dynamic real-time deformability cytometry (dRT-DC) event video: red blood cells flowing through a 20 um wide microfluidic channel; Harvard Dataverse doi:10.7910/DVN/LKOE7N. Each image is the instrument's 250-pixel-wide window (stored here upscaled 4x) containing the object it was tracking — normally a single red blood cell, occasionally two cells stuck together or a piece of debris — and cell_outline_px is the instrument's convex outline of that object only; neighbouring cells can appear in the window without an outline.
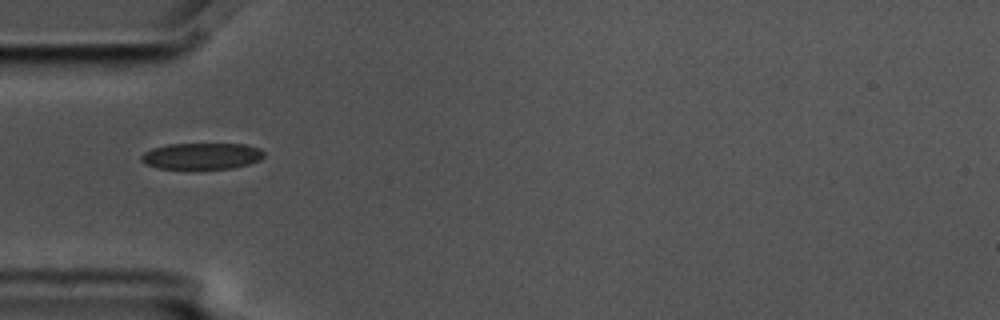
{"species": "common noctule bat (a hibernating species)", "species_latin": "Nyctalus noctula", "temperature_condition": "cold", "stored_images_in_passage": 3, "camera_frame_rate_fps": 3000, "um_per_image_px": 0.085, "animal": {"sex": "male", "body_mass_g": 17.5, "forearm_length_mm": 52.3}, "frame": {"image": 1, "passage_image": 1, "time_ms": 0.0, "image_size_px": [1000, 320], "cell_outline_px": [[264, 156], [260, 160], [248, 164], [232, 168], [156, 168], [144, 164], [140, 160], [140, 156], [144, 152], [152, 148], [168, 144], [244, 144], [260, 148], [264, 152]], "centroid_in_image_um": [17.12, 13.26], "position_along_channel_um": 67.9, "area_um2": 18.84}}